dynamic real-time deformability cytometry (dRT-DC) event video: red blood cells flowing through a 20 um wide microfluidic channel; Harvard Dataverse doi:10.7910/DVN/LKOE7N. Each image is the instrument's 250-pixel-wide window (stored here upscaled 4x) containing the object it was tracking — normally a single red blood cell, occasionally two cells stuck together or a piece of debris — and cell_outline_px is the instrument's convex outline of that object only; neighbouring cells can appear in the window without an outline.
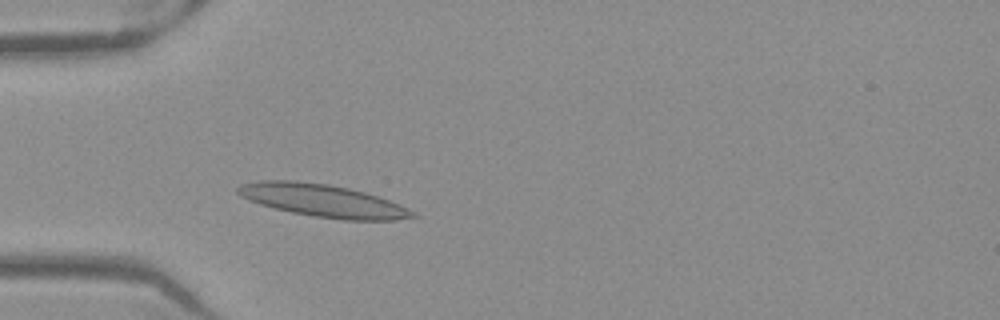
{"species": "Egyptian fruit bat (a non-hibernating species)", "species_latin": "Rousettus aegyptiacus", "temperature_condition": "warm", "stored_images_in_passage": 40, "camera_frame_rate_fps": 3000, "um_per_image_px": 0.085, "frame": {"image": 1, "passage_image": 9, "time_ms": 2.667, "image_size_px": [1000, 320], "cell_outline_px": [[420, 216], [396, 220], [344, 220], [312, 216], [292, 212], [260, 204], [248, 200], [240, 196], [236, 192], [236, 188], [240, 184], [260, 180], [296, 180], [328, 184], [348, 188], [364, 192], [388, 200], [416, 212]], "centroid_in_image_um": [27.42, 17.05], "position_along_channel_um": 57.6, "area_um2": 33.18}}
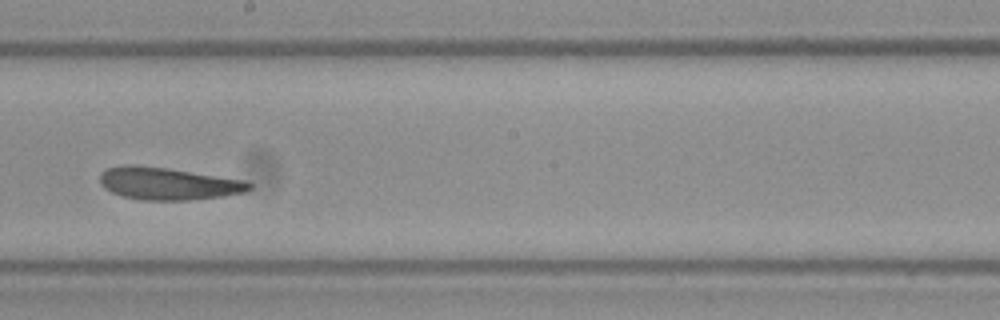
{"frame": {"image": 2, "passage_image": 23, "time_ms": 7.333, "image_size_px": [1000, 320], "cell_outline_px": [[252, 188], [244, 192], [224, 196], [188, 200], [140, 200], [124, 196], [112, 192], [104, 188], [100, 184], [100, 172], [104, 168], [120, 164], [136, 164], [168, 168], [244, 180], [252, 184]], "centroid_in_image_um": [14.23, 15.59], "position_along_channel_um": 234.0, "area_um2": 28.44}}
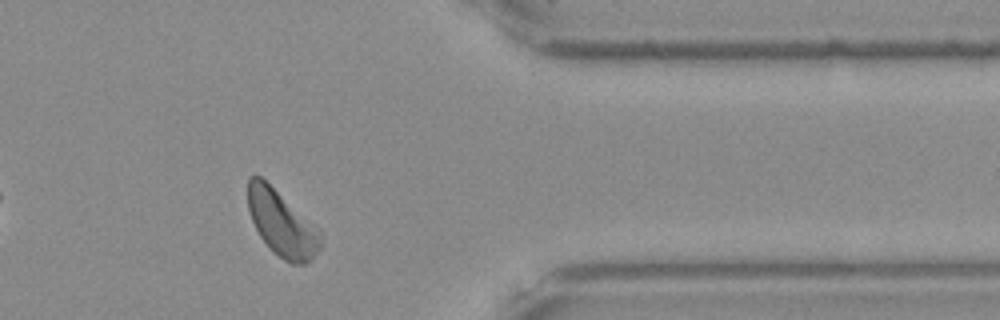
{"frame": {"image": 3, "passage_image": 36, "time_ms": 11.667, "image_size_px": [1000, 320], "cell_outline_px": [[320, 248], [312, 260], [304, 264], [292, 264], [284, 260], [272, 252], [268, 248], [260, 236], [252, 220], [248, 208], [248, 176], [260, 176], [320, 228]], "centroid_in_image_um": [23.96, 19.02], "position_along_channel_um": 387.4, "area_um2": 27.8}, "authors_computed_cell_mechanics": {"area_um2": 28.611, "velocity_mm_per_s": 3.9026, "shape_relaxation_time_tau1_ms": 9.7042, "shape_relaxation_time_tau2_ms": 6.3264, "deformation_change_tau1": 0.2157, "deformation_change_tau2": 0.1772}}